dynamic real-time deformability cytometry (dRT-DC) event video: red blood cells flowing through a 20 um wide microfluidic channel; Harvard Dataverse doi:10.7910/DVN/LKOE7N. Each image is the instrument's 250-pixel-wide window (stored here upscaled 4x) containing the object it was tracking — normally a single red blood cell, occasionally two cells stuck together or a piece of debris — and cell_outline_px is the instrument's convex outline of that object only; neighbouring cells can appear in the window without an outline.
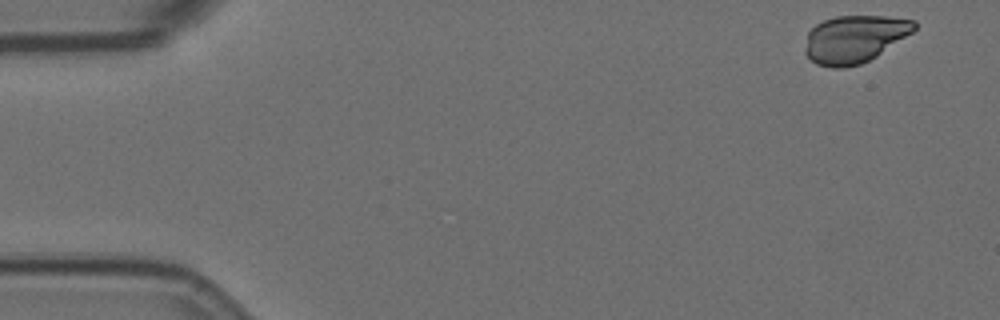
{"species": "Egyptian fruit bat (a non-hibernating species)", "species_latin": "Rousettus aegyptiacus", "temperature_condition": "room temperature", "stored_images_in_passage": 5, "camera_frame_rate_fps": 3000, "um_per_image_px": 0.085, "animal": {"sex": "female"}, "frame": {"image": 1, "passage_image": 1, "time_ms": 0.0, "image_size_px": [1000, 320], "cell_outline_px": [[916, 28], [912, 32], [876, 56], [860, 64], [844, 68], [832, 68], [816, 64], [804, 52], [804, 48], [808, 32], [816, 24], [824, 20], [836, 16], [888, 16], [916, 20]], "centroid_in_image_um": [72.61, 3.31], "position_along_channel_um": 12.4, "area_um2": 30.17}}
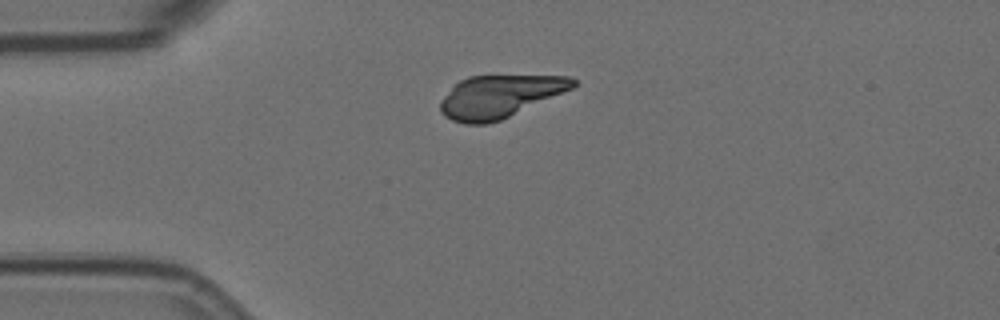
{"frame": {"image": 2, "passage_image": 4, "time_ms": 1.0, "image_size_px": [1000, 320], "cell_outline_px": [[576, 84], [572, 88], [500, 120], [488, 124], [464, 124], [452, 120], [444, 116], [440, 112], [440, 100], [460, 80], [468, 76], [568, 76], [576, 80]], "centroid_in_image_um": [42.41, 8.21], "position_along_channel_um": 42.6, "area_um2": 32.43}}